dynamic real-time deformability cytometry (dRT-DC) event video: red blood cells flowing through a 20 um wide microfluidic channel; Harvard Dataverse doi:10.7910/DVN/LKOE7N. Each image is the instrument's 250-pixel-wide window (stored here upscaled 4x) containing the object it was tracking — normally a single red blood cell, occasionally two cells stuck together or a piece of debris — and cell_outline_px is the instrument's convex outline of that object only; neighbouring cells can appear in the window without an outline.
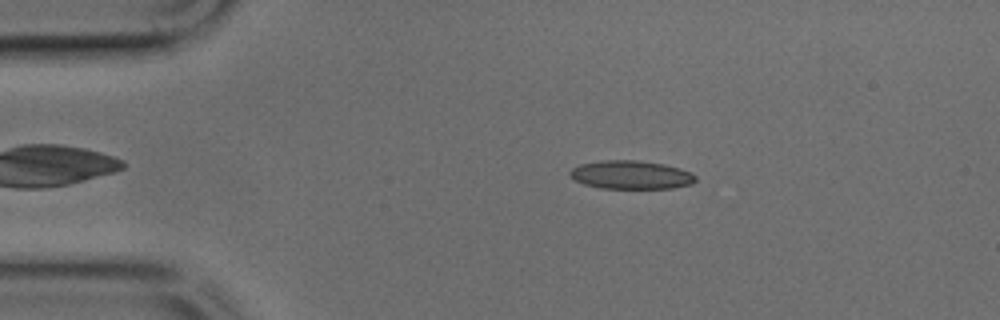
{"species": "common noctule bat (a hibernating species)", "species_latin": "Nyctalus noctula", "temperature_condition": "cold", "stored_images_in_passage": 47, "camera_frame_rate_fps": 3000, "um_per_image_px": 0.085, "animal": {"sex": "male", "body_mass_g": 17.9, "forearm_length_mm": 54.2}, "frame": {"image": 1, "passage_image": 8, "time_ms": 2.333, "image_size_px": [1000, 320], "cell_outline_px": [[696, 180], [692, 184], [672, 188], [600, 188], [584, 184], [576, 180], [568, 172], [572, 168], [580, 164], [600, 160], [636, 160], [664, 164], [680, 168], [692, 172], [696, 176]], "centroid_in_image_um": [53.66, 14.85], "position_along_channel_um": 31.3, "area_um2": 20.87}}
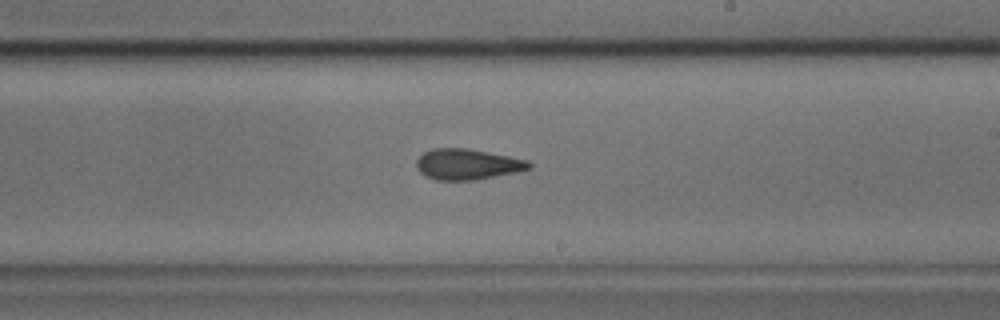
{"frame": {"image": 2, "passage_image": 27, "time_ms": 8.667, "image_size_px": [1000, 320], "cell_outline_px": [[532, 168], [516, 172], [476, 180], [436, 180], [424, 176], [416, 168], [416, 160], [424, 152], [432, 148], [468, 148], [528, 160], [532, 164]], "centroid_in_image_um": [39.71, 13.96], "position_along_channel_um": 249.3, "area_um2": 20.29}}
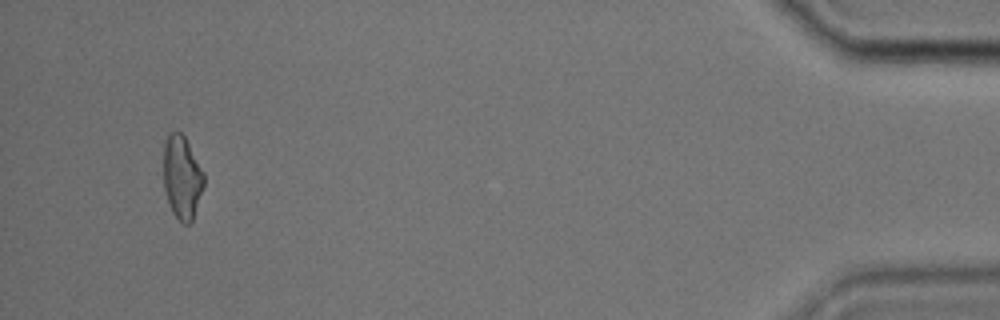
{"frame": {"image": 3, "passage_image": 45, "time_ms": 14.667, "image_size_px": [1000, 320], "cell_outline_px": [[204, 184], [192, 220], [188, 224], [184, 224], [172, 212], [164, 188], [164, 144], [168, 132], [180, 132], [184, 136], [204, 172]], "centroid_in_image_um": [15.46, 15.05], "position_along_channel_um": 419.7, "area_um2": 19.31}}